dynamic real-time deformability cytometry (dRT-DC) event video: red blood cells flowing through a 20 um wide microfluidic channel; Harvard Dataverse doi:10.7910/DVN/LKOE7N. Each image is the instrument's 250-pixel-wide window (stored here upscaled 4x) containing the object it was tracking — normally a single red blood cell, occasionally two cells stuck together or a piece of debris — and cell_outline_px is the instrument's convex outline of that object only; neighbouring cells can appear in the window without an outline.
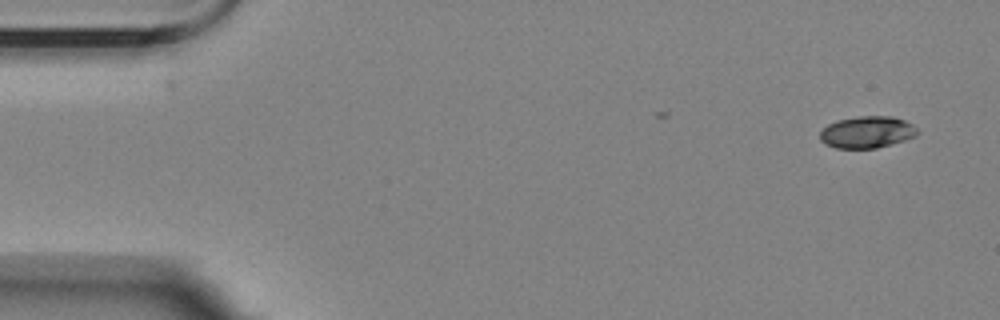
{"species": "Egyptian fruit bat (a non-hibernating species)", "species_latin": "Rousettus aegyptiacus", "temperature_condition": "room temperature", "stored_images_in_passage": 4, "camera_frame_rate_fps": 3000, "um_per_image_px": 0.085, "animal": {"sex": "female"}, "frame": {"image": 1, "passage_image": 1, "time_ms": 0.0, "image_size_px": [1000, 320], "cell_outline_px": [[920, 132], [916, 136], [904, 140], [876, 148], [836, 148], [824, 144], [820, 140], [820, 132], [828, 124], [836, 120], [860, 116], [892, 116], [904, 120], [912, 124]], "centroid_in_image_um": [73.69, 11.23], "position_along_channel_um": 11.3, "area_um2": 18.09}}
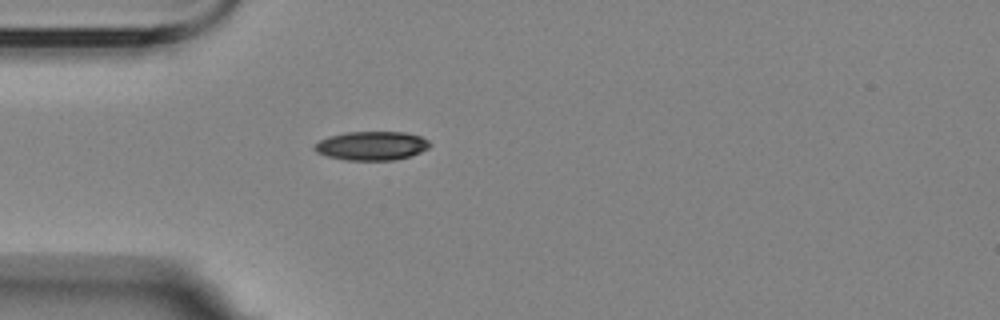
{"frame": {"image": 2, "passage_image": 4, "time_ms": 4.333, "image_size_px": [1000, 320], "cell_outline_px": [[432, 144], [428, 148], [420, 152], [396, 160], [348, 160], [328, 156], [316, 152], [312, 148], [320, 140], [328, 136], [348, 132], [404, 132], [420, 136], [428, 140]], "centroid_in_image_um": [31.6, 12.39], "position_along_channel_um": 53.4, "area_um2": 19.31}}